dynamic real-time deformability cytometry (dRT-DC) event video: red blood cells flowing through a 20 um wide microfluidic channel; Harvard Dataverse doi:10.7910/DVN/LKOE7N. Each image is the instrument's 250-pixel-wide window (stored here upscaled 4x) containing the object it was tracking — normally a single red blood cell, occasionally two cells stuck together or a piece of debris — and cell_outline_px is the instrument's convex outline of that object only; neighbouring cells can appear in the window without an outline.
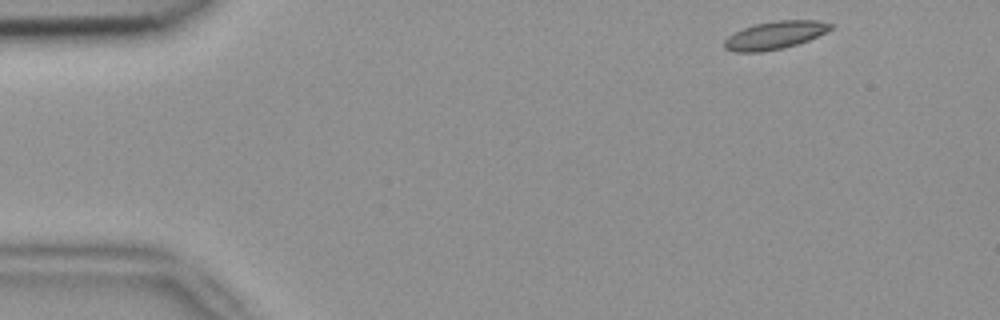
{"species": "common noctule bat (a hibernating species)", "species_latin": "Nyctalus noctula", "temperature_condition": "room temperature", "stored_images_in_passage": 4, "camera_frame_rate_fps": 3000, "um_per_image_px": 0.085, "animal": {"sex": "female", "body_mass_g": 18.4}, "frame": {"image": 1, "passage_image": 1, "time_ms": 0.0, "image_size_px": [1000, 320], "cell_outline_px": [[832, 28], [808, 40], [784, 48], [760, 52], [736, 52], [724, 48], [724, 40], [728, 36], [744, 28], [756, 24], [776, 20], [816, 20], [832, 24]], "centroid_in_image_um": [65.84, 2.99], "position_along_channel_um": 19.2, "area_um2": 16.99}}
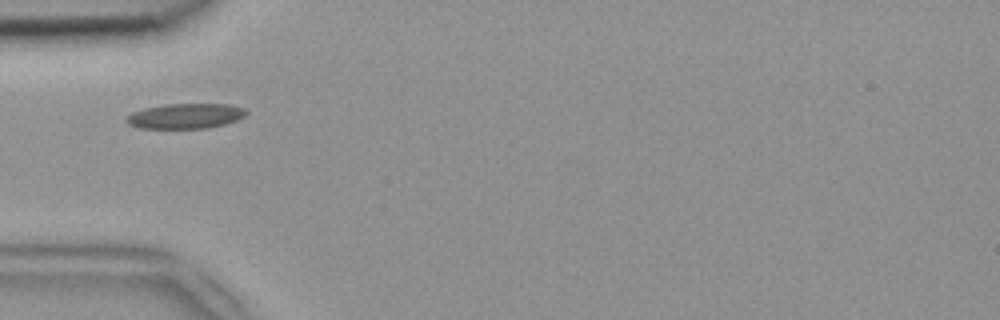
{"frame": {"image": 2, "passage_image": 4, "time_ms": 1.0, "image_size_px": [1000, 320], "cell_outline_px": [[248, 112], [244, 116], [236, 120], [224, 124], [208, 128], [140, 128], [128, 124], [124, 120], [132, 112], [144, 108], [164, 104], [228, 104], [244, 108]], "centroid_in_image_um": [15.75, 9.86], "position_along_channel_um": 69.3, "area_um2": 17.51}}